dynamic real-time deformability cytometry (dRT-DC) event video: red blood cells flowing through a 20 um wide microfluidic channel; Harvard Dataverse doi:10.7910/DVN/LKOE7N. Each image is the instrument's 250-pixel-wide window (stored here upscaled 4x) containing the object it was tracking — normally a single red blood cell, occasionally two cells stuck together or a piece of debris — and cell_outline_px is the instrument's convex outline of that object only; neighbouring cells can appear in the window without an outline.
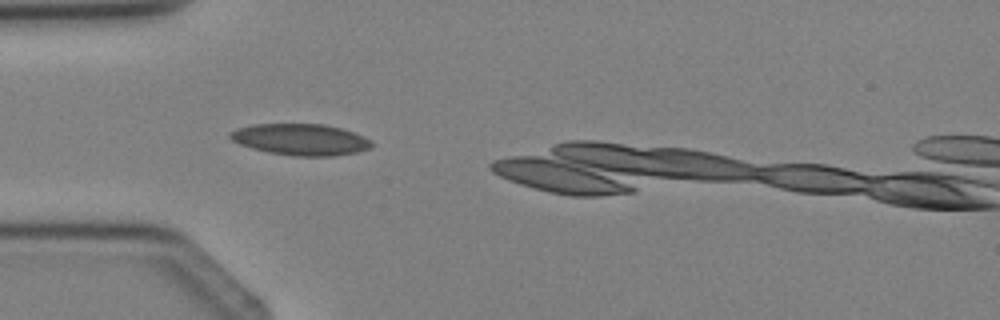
{"species": "Egyptian fruit bat (a non-hibernating species)", "species_latin": "Rousettus aegyptiacus", "temperature_condition": "cold", "stored_images_in_passage": 3, "camera_frame_rate_fps": 3000, "um_per_image_px": 0.085, "animal": {"sex": "female"}, "frame": {"image": 1, "passage_image": 2, "time_ms": 1.0, "image_size_px": [1000, 320], "cell_outline_px": [[372, 148], [356, 152], [332, 156], [296, 156], [268, 152], [252, 148], [240, 144], [232, 140], [228, 136], [228, 132], [236, 128], [252, 124], [324, 124], [340, 128], [364, 136], [372, 140]], "centroid_in_image_um": [25.53, 11.85], "position_along_channel_um": 59.5, "area_um2": 25.95}}